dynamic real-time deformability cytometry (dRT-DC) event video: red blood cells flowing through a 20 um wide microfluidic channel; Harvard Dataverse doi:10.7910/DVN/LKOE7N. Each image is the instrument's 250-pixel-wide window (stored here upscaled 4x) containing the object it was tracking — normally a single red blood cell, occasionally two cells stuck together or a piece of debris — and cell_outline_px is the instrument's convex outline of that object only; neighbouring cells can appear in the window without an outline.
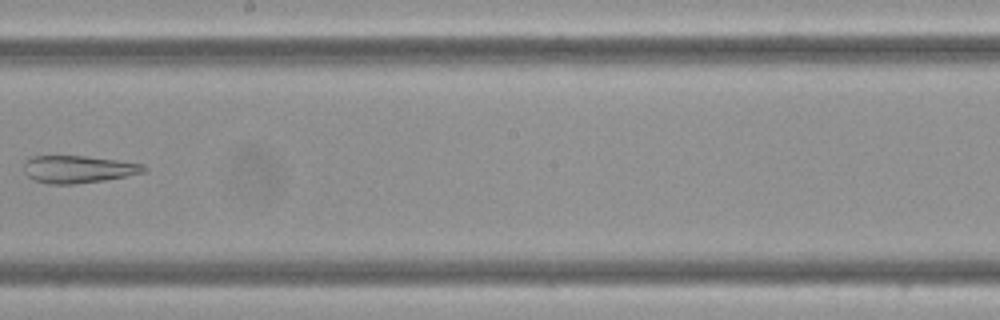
{"species": "Egyptian fruit bat (a non-hibernating species)", "species_latin": "Rousettus aegyptiacus", "temperature_condition": "cold", "stored_images_in_passage": 10, "camera_frame_rate_fps": 3000, "um_per_image_px": 0.085, "frame": {"image": 1, "passage_image": 9, "time_ms": 2.667, "image_size_px": [1000, 320], "cell_outline_px": [[148, 168], [144, 172], [104, 180], [72, 184], [48, 184], [32, 180], [24, 172], [24, 164], [32, 156], [84, 156], [116, 160], [144, 164]], "centroid_in_image_um": [6.63, 14.39], "position_along_channel_um": 241.6, "area_um2": 19.02}}